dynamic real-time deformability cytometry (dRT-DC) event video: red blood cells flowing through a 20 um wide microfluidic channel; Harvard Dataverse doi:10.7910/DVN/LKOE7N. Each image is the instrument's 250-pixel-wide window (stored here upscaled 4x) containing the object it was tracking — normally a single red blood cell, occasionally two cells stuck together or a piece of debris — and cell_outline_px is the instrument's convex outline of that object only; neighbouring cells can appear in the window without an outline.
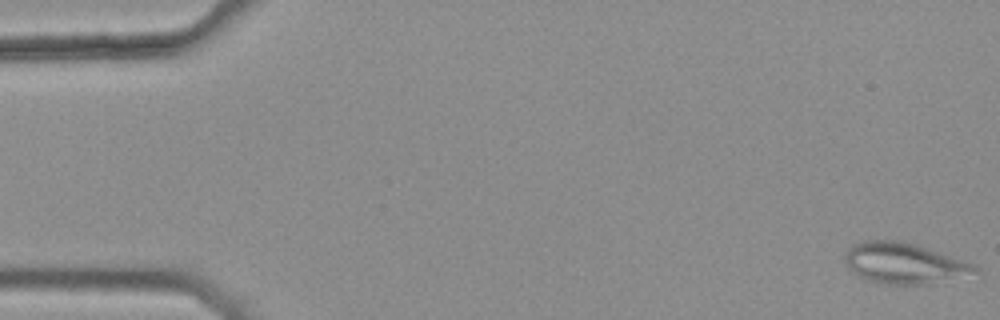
{"species": "common noctule bat (a hibernating species)", "species_latin": "Nyctalus noctula", "temperature_condition": "warm", "stored_images_in_passage": 45, "camera_frame_rate_fps": 3000, "um_per_image_px": 0.085, "animal": {"sex": "female", "body_mass_g": 25.1}, "frame": {"image": 1, "passage_image": 1, "time_ms": 0.0, "image_size_px": [1000, 320], "cell_outline_px": [[980, 272], [928, 284], [888, 284], [868, 280], [852, 272], [848, 268], [844, 260], [844, 252], [852, 244], [860, 240], [900, 240], [920, 244], [976, 264]], "centroid_in_image_um": [76.84, 22.34], "position_along_channel_um": 8.2, "area_um2": 31.44}}
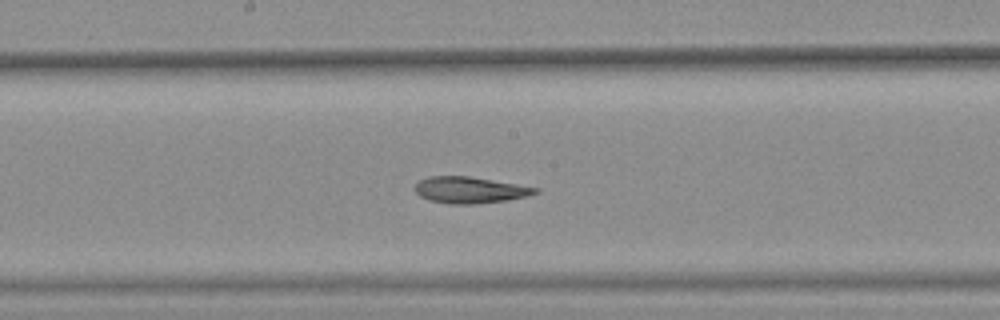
{"frame": {"image": 2, "passage_image": 28, "time_ms": 9.0, "image_size_px": [1000, 320], "cell_outline_px": [[540, 192], [508, 200], [476, 204], [448, 204], [432, 200], [420, 196], [412, 188], [420, 180], [428, 176], [468, 176], [540, 188]], "centroid_in_image_um": [39.92, 16.15], "position_along_channel_um": 208.3, "area_um2": 18.44}}
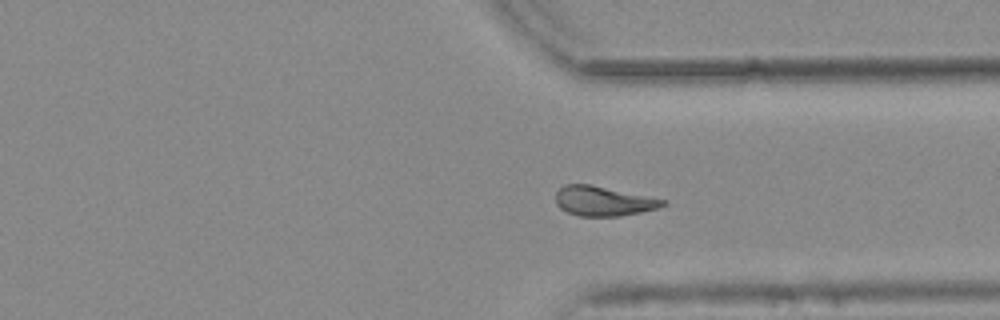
{"frame": {"image": 3, "passage_image": 40, "time_ms": 13.0, "image_size_px": [1000, 320], "cell_outline_px": [[668, 204], [656, 208], [640, 212], [620, 216], [580, 216], [568, 212], [560, 208], [556, 204], [556, 192], [564, 184], [592, 184], [668, 200]], "centroid_in_image_um": [51.3, 17.08], "position_along_channel_um": 360.1, "area_um2": 18.61}, "authors_computed_cell_mechanics": {"area_um2": 19.363, "velocity_mm_per_s": 3.7816, "shape_relaxation_time_tau1_ms": null, "shape_relaxation_time_tau2_ms": 11.1352, "deformation_change_tau1": null, "deformation_change_tau2": 0.1699}}